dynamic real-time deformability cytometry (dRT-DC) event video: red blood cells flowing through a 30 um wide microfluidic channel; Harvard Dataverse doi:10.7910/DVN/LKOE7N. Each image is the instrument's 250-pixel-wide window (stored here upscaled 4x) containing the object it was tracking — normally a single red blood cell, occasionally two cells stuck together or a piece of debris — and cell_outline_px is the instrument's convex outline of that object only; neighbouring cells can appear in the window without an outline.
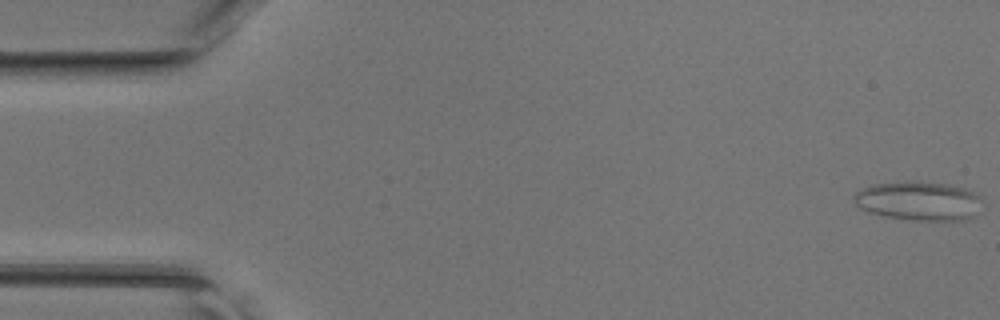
{"species": "common noctule bat (a hibernating species)", "species_latin": "Nyctalus noctula", "temperature_condition": "room temperature", "stored_images_in_passage": 46, "camera_frame_rate_fps": 3000, "um_per_image_px": 0.085, "animal": {"sex": "female", "body_mass_g": 17.0, "forearm_length_mm": 48.0}, "frame": {"image": 1, "passage_image": 1, "time_ms": 0.0, "image_size_px": [1000, 320], "cell_outline_px": [[980, 212], [972, 216], [960, 220], [916, 220], [884, 216], [868, 212], [860, 208], [852, 200], [852, 196], [856, 192], [872, 184], [904, 180], [944, 184], [964, 188], [972, 192], [980, 200]], "centroid_in_image_um": [78.02, 17.07], "position_along_channel_um": 7.0, "area_um2": 29.07}}
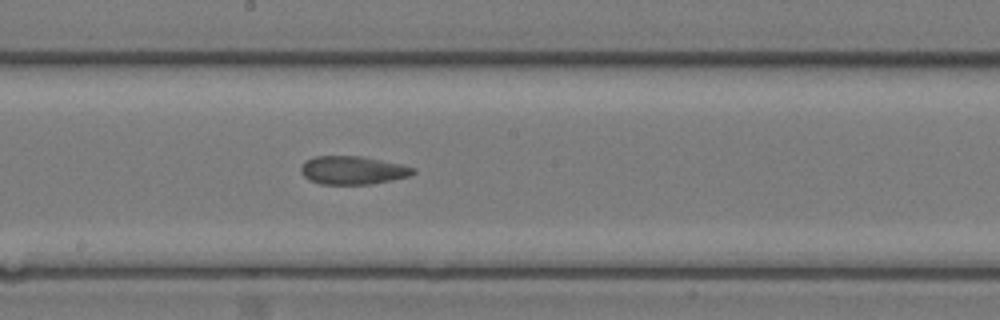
{"frame": {"image": 2, "passage_image": 25, "time_ms": 8.0, "image_size_px": [1000, 320], "cell_outline_px": [[416, 172], [408, 176], [392, 180], [372, 184], [320, 184], [308, 180], [300, 172], [300, 168], [304, 160], [312, 156], [364, 156], [400, 164], [416, 168]], "centroid_in_image_um": [29.95, 14.46], "position_along_channel_um": 218.3, "area_um2": 18.73}}
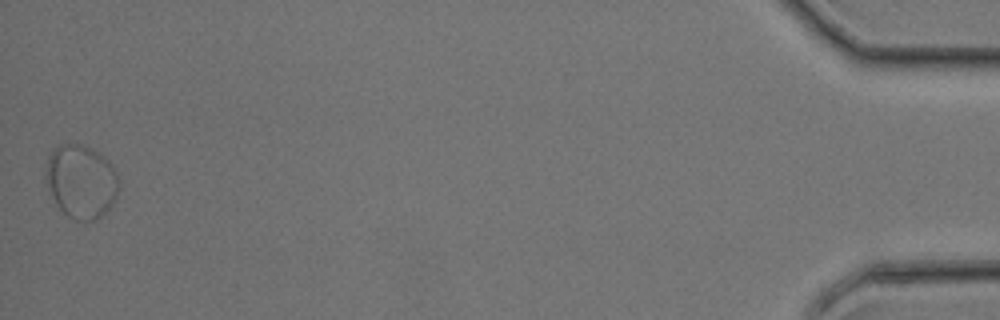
{"frame": {"image": 3, "passage_image": 46, "time_ms": 15.0, "image_size_px": [1000, 320], "cell_outline_px": [[120, 184], [116, 196], [112, 204], [96, 220], [76, 220], [68, 216], [56, 204], [44, 180], [44, 172], [48, 156], [52, 148], [60, 144], [84, 144], [100, 152], [112, 164], [120, 180]], "centroid_in_image_um": [6.88, 15.38], "position_along_channel_um": 428.3, "area_um2": 31.73}}